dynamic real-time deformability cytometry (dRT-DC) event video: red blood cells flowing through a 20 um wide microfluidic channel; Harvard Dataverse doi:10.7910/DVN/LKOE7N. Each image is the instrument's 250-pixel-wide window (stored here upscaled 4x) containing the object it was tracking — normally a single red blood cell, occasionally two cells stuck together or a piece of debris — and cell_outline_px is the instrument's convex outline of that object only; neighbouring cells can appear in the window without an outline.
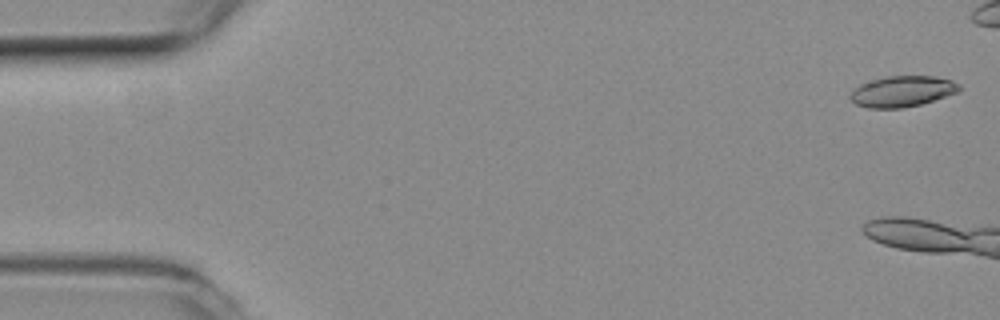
{"species": "common noctule bat (a hibernating species)", "species_latin": "Nyctalus noctula", "temperature_condition": "room temperature", "stored_images_in_passage": 18, "camera_frame_rate_fps": 3000, "um_per_image_px": 0.085, "animal": {"sex": "female", "body_mass_g": 19.3, "forearm_length_mm": 54.1}, "frame": {"image": 1, "passage_image": 1, "time_ms": 0.0, "image_size_px": [1000, 320], "cell_outline_px": [[960, 88], [956, 92], [920, 104], [904, 108], [868, 108], [856, 104], [848, 96], [852, 88], [860, 84], [872, 80], [888, 76], [932, 76], [952, 80], [960, 84]], "centroid_in_image_um": [76.63, 7.76], "position_along_channel_um": 8.4, "area_um2": 19.48}}
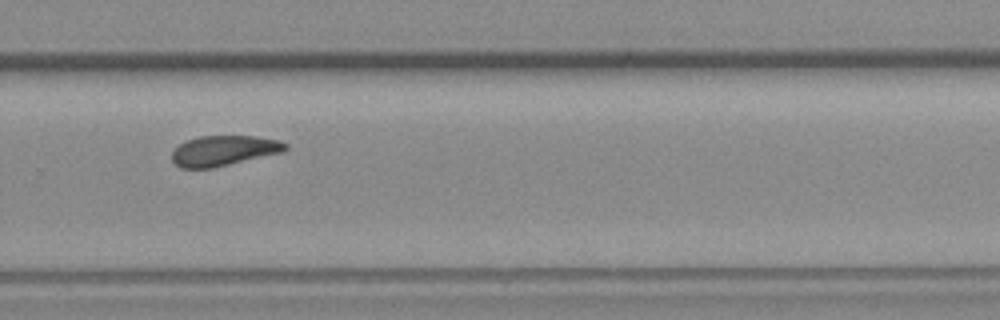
{"frame": {"image": 2, "passage_image": 13, "time_ms": 4.0, "image_size_px": [1000, 320], "cell_outline_px": [[288, 148], [284, 152], [212, 168], [180, 168], [172, 160], [172, 152], [184, 140], [200, 136], [256, 136], [276, 140], [288, 144]], "centroid_in_image_um": [19.02, 12.8], "position_along_channel_um": 310.8, "area_um2": 20.0}}
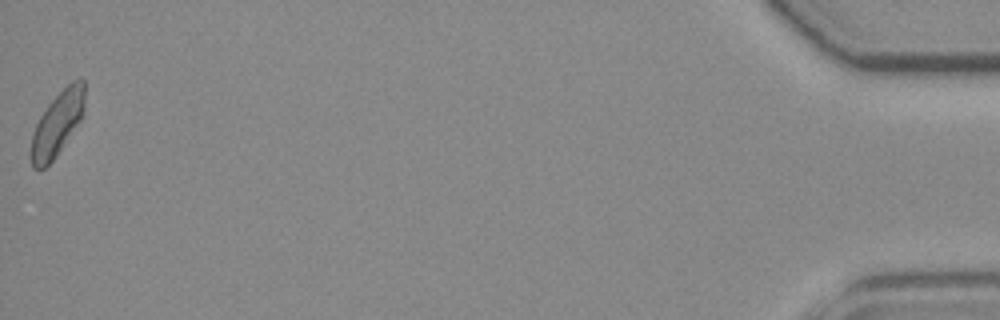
{"frame": {"image": 3, "passage_image": 18, "time_ms": 5.667, "image_size_px": [1000, 320], "cell_outline_px": [[84, 112], [80, 120], [56, 156], [44, 168], [32, 168], [28, 156], [32, 132], [40, 116], [48, 104], [72, 80], [84, 80]], "centroid_in_image_um": [4.82, 10.56], "position_along_channel_um": 430.4, "area_um2": 20.0}}